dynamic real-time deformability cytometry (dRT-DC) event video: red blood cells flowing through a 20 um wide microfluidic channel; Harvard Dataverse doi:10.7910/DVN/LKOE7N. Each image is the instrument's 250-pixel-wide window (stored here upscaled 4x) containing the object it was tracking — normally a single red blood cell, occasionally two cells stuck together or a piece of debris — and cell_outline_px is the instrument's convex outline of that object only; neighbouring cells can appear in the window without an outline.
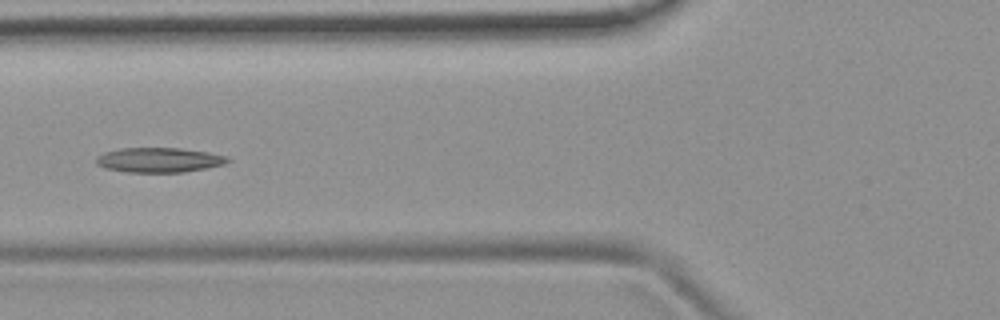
{"species": "common noctule bat (a hibernating species)", "species_latin": "Nyctalus noctula", "temperature_condition": "room temperature", "stored_images_in_passage": 6, "camera_frame_rate_fps": 3000, "um_per_image_px": 0.085, "animal": {"sex": "female", "body_mass_g": 19.9}, "frame": {"image": 1, "passage_image": 6, "time_ms": 1.667, "image_size_px": [1000, 320], "cell_outline_px": [[232, 160], [224, 164], [184, 172], [128, 172], [104, 168], [96, 164], [96, 156], [104, 152], [120, 148], [180, 148], [208, 152], [228, 156]], "centroid_in_image_um": [13.51, 13.59], "position_along_channel_um": 112.3, "area_um2": 19.02}}